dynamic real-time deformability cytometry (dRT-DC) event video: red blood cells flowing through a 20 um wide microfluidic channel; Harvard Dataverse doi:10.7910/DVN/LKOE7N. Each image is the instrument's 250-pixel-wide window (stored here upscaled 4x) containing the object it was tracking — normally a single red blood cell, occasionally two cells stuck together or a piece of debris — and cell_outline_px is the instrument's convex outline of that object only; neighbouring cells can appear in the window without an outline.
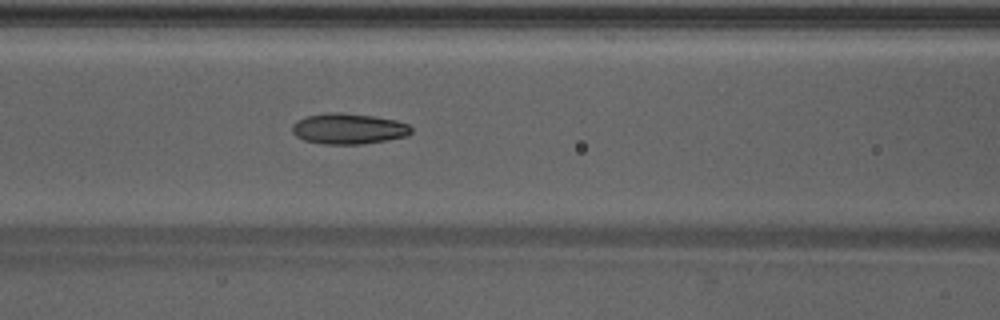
{"species": "Egyptian fruit bat (a non-hibernating species)", "species_latin": "Rousettus aegyptiacus", "temperature_condition": "warm", "stored_images_in_passage": 48, "camera_frame_rate_fps": 3000, "um_per_image_px": 0.085, "animal": {"sex": "male"}, "frame": {"image": 1, "passage_image": 21, "time_ms": 6.667, "image_size_px": [1000, 320], "cell_outline_px": [[412, 132], [408, 136], [388, 140], [360, 144], [324, 144], [304, 140], [296, 136], [292, 132], [292, 124], [296, 120], [308, 116], [328, 112], [340, 112], [372, 116], [396, 120], [408, 124], [412, 128]], "centroid_in_image_um": [29.63, 10.94], "position_along_channel_um": 137.0, "area_um2": 21.39}}
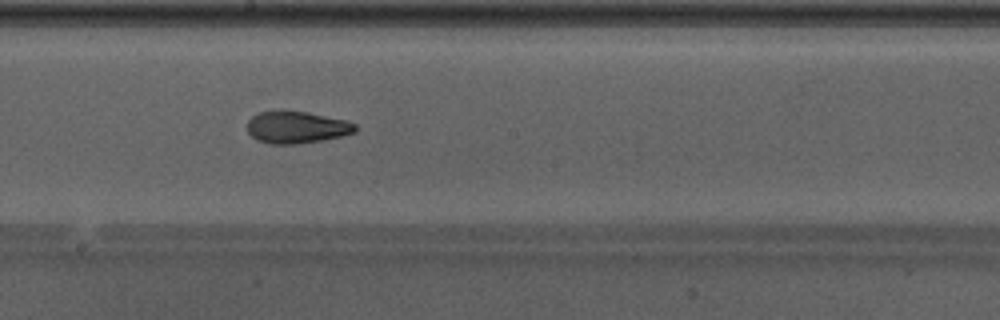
{"frame": {"image": 2, "passage_image": 27, "time_ms": 8.667, "image_size_px": [1000, 320], "cell_outline_px": [[356, 132], [340, 136], [320, 140], [296, 144], [272, 144], [256, 140], [248, 132], [248, 120], [252, 116], [260, 112], [280, 108], [304, 112], [348, 120], [356, 124]], "centroid_in_image_um": [25.18, 10.79], "position_along_channel_um": 223.0, "area_um2": 20.4}}
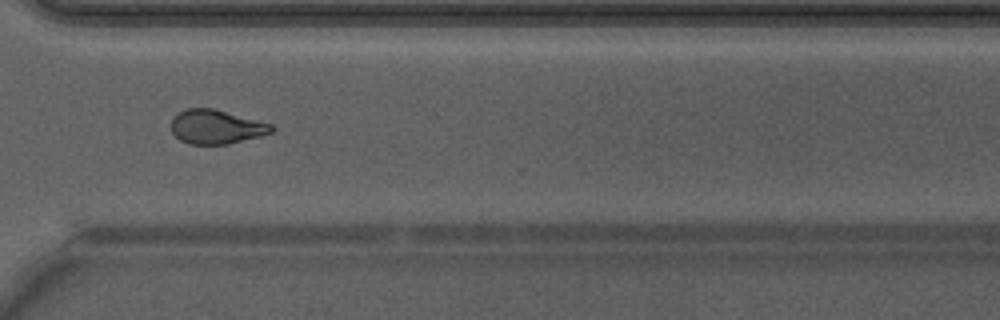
{"frame": {"image": 3, "passage_image": 36, "time_ms": 11.667, "image_size_px": [1000, 320], "cell_outline_px": [[276, 128], [272, 132], [260, 136], [228, 144], [188, 144], [180, 140], [172, 132], [172, 116], [184, 108], [212, 108], [272, 124]], "centroid_in_image_um": [18.36, 10.78], "position_along_channel_um": 352.2, "area_um2": 19.94}, "authors_computed_cell_mechanics": {"area_um2": 20.8947, "velocity_mm_per_s": 4.3138, "shape_relaxation_time_tau1_ms": 5.6425, "shape_relaxation_time_tau2_ms": 2.6668, "deformation_change_tau1": 0.1687, "deformation_change_tau2": 0.1053}}